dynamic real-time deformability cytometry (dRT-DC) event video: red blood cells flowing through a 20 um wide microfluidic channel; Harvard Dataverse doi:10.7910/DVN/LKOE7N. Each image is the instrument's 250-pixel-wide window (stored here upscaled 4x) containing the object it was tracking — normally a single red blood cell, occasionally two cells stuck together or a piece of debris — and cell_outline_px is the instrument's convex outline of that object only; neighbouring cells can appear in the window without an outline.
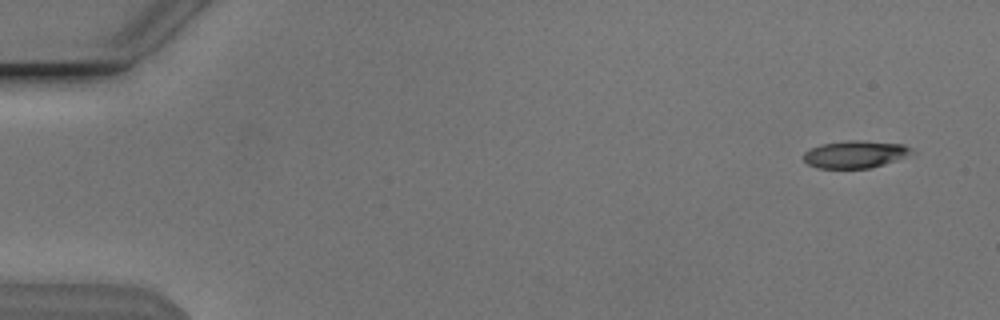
{"species": "Egyptian fruit bat (a non-hibernating species)", "species_latin": "Rousettus aegyptiacus", "temperature_condition": "cold", "stored_images_in_passage": 16, "camera_frame_rate_fps": 3000, "um_per_image_px": 0.085, "animal": {"sex": "male"}, "frame": {"image": 1, "passage_image": 2, "time_ms": 0.333, "image_size_px": [1000, 320], "cell_outline_px": [[916, 152], [884, 164], [868, 168], [816, 168], [808, 164], [804, 160], [804, 152], [820, 144], [848, 140], [860, 140], [904, 144], [912, 148]], "centroid_in_image_um": [72.69, 13.1], "position_along_channel_um": 12.3, "area_um2": 17.22}}